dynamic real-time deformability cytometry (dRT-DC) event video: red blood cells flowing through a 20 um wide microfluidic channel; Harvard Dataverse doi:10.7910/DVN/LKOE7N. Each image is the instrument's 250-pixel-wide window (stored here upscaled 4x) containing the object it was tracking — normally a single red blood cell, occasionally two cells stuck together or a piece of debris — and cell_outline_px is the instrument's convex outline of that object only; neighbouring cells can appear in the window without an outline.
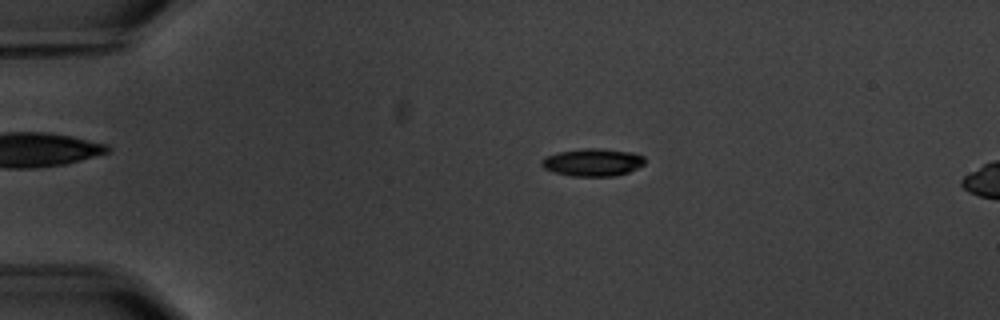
{"species": "common noctule bat (a hibernating species)", "species_latin": "Nyctalus noctula", "temperature_condition": "warm", "stored_images_in_passage": 5, "camera_frame_rate_fps": 3000, "um_per_image_px": 0.085, "animal": {"sex": "male", "body_mass_g": 20.1, "forearm_length_mm": 53.5}, "frame": {"image": 1, "passage_image": 3, "time_ms": 3.333, "image_size_px": [1000, 320], "cell_outline_px": [[644, 164], [628, 172], [616, 176], [572, 176], [552, 172], [544, 168], [540, 164], [540, 160], [544, 156], [560, 152], [588, 148], [596, 148], [632, 152], [644, 156]], "centroid_in_image_um": [50.35, 13.8], "position_along_channel_um": 34.7, "area_um2": 16.59}}